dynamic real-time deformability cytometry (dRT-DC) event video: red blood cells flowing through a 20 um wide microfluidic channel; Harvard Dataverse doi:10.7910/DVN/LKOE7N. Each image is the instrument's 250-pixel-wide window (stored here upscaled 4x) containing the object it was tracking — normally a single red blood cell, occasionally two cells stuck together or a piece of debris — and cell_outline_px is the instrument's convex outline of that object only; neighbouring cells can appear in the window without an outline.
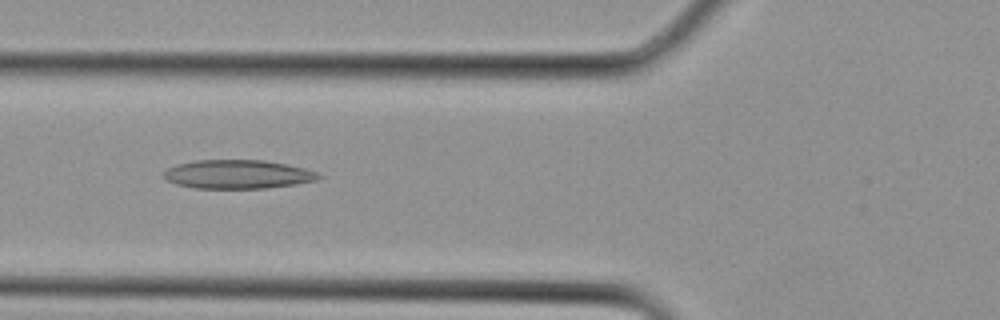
{"species": "Egyptian fruit bat (a non-hibernating species)", "species_latin": "Rousettus aegyptiacus", "temperature_condition": "cold", "stored_images_in_passage": 20, "camera_frame_rate_fps": 3000, "um_per_image_px": 0.085, "animal": {"sex": "female"}, "frame": {"image": 1, "passage_image": 11, "time_ms": 3.333, "image_size_px": [1000, 320], "cell_outline_px": [[324, 176], [316, 180], [296, 184], [264, 188], [196, 188], [176, 184], [164, 180], [164, 172], [168, 168], [176, 164], [196, 160], [264, 160], [288, 164], [304, 168], [316, 172]], "centroid_in_image_um": [20.2, 14.81], "position_along_channel_um": 105.6, "area_um2": 26.01}}
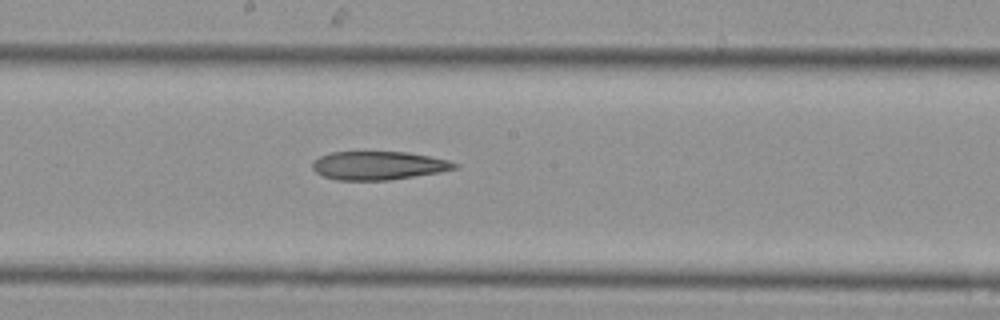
{"frame": {"image": 2, "passage_image": 16, "time_ms": 5.0, "image_size_px": [1000, 320], "cell_outline_px": [[460, 164], [456, 168], [440, 172], [388, 180], [336, 180], [324, 176], [316, 172], [312, 168], [312, 160], [320, 156], [332, 152], [408, 152], [448, 160]], "centroid_in_image_um": [32.15, 14.07], "position_along_channel_um": 216.1, "area_um2": 23.52}}
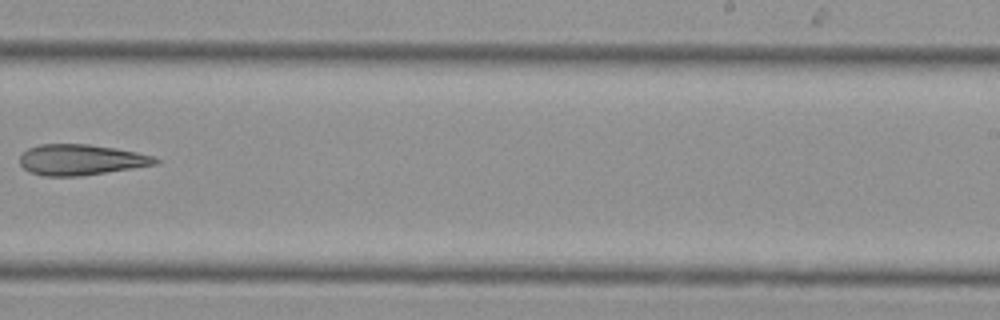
{"frame": {"image": 3, "passage_image": 19, "time_ms": 6.0, "image_size_px": [1000, 320], "cell_outline_px": [[160, 164], [80, 176], [44, 176], [32, 172], [24, 168], [20, 164], [20, 156], [28, 148], [40, 144], [88, 144], [116, 148], [136, 152], [152, 156], [160, 160]], "centroid_in_image_um": [6.9, 13.58], "position_along_channel_um": 282.1, "area_um2": 24.22}}